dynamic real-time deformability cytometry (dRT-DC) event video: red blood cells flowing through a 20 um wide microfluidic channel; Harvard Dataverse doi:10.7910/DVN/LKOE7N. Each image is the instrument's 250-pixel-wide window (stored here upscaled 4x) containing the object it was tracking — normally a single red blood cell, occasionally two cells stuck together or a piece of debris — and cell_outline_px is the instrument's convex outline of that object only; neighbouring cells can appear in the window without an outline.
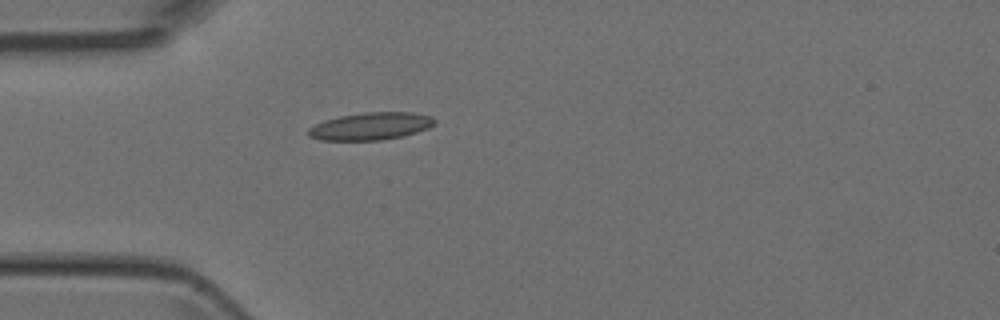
{"species": "Egyptian fruit bat (a non-hibernating species)", "species_latin": "Rousettus aegyptiacus", "temperature_condition": "room temperature", "stored_images_in_passage": 35, "camera_frame_rate_fps": 3000, "um_per_image_px": 0.085, "animal": {"sex": "female"}, "frame": {"image": 1, "passage_image": 1, "time_ms": 0.0, "image_size_px": [1000, 320], "cell_outline_px": [[436, 120], [428, 128], [404, 136], [380, 140], [320, 140], [308, 136], [308, 128], [324, 120], [340, 116], [364, 112], [412, 112], [432, 116]], "centroid_in_image_um": [31.5, 10.72], "position_along_channel_um": 53.5, "area_um2": 20.17}}
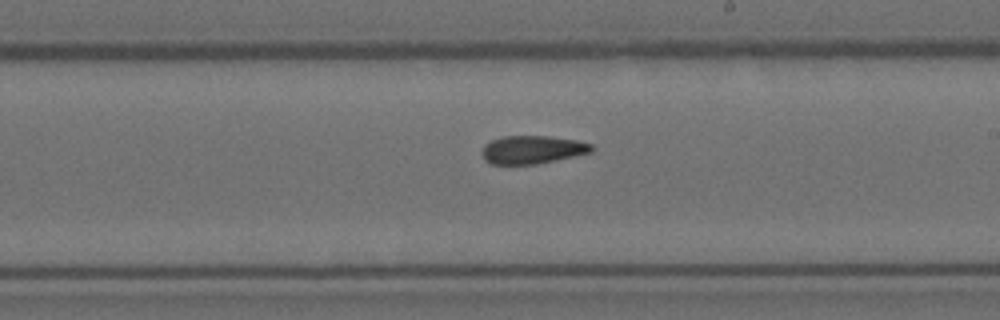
{"frame": {"image": 2, "passage_image": 15, "time_ms": 4.667, "image_size_px": [1000, 320], "cell_outline_px": [[592, 152], [576, 156], [536, 164], [492, 164], [484, 160], [480, 152], [484, 144], [492, 140], [504, 136], [548, 136], [576, 140], [592, 144]], "centroid_in_image_um": [45.22, 12.72], "position_along_channel_um": 243.8, "area_um2": 18.03}}
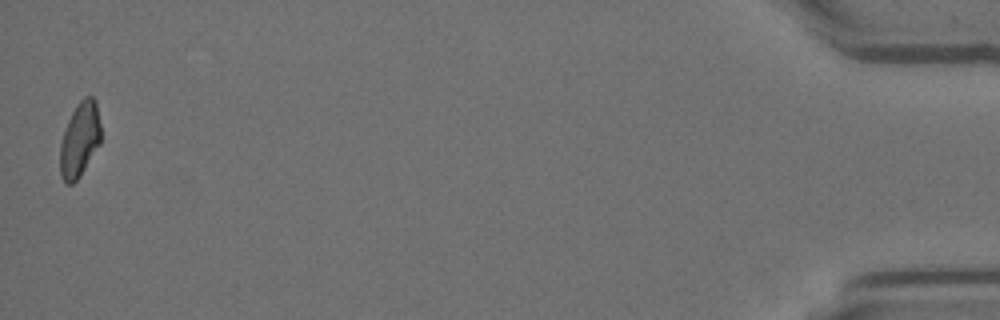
{"frame": {"image": 3, "passage_image": 35, "time_ms": 11.333, "image_size_px": [1000, 320], "cell_outline_px": [[100, 144], [80, 176], [72, 184], [64, 184], [60, 176], [60, 144], [68, 120], [76, 104], [84, 96], [92, 96], [96, 100], [100, 124]], "centroid_in_image_um": [6.77, 11.87], "position_along_channel_um": 428.4, "area_um2": 17.86}}